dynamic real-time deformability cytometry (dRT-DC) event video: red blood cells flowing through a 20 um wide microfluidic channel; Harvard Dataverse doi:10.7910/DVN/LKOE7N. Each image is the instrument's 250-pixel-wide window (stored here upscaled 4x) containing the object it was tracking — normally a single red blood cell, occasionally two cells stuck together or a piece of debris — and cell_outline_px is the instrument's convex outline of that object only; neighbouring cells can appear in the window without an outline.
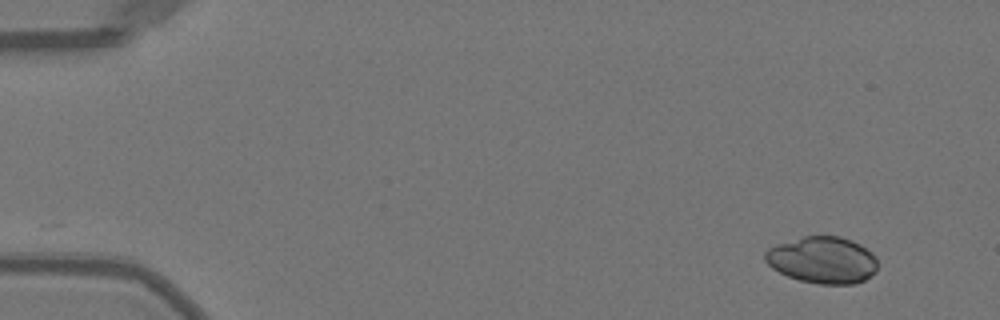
{"species": "Egyptian fruit bat (a non-hibernating species)", "species_latin": "Rousettus aegyptiacus", "temperature_condition": "warm", "stored_images_in_passage": 13, "camera_frame_rate_fps": 3000, "um_per_image_px": 0.085, "animal": {"sex": "female"}, "frame": {"image": 1, "passage_image": 1, "time_ms": 0.0, "image_size_px": [1000, 320], "cell_outline_px": [[876, 272], [864, 280], [856, 284], [820, 284], [800, 280], [788, 276], [772, 268], [764, 260], [764, 252], [768, 248], [776, 244], [804, 236], [840, 236], [852, 240], [860, 244], [872, 252], [876, 256]], "centroid_in_image_um": [69.92, 22.09], "position_along_channel_um": 15.1, "area_um2": 30.81}}
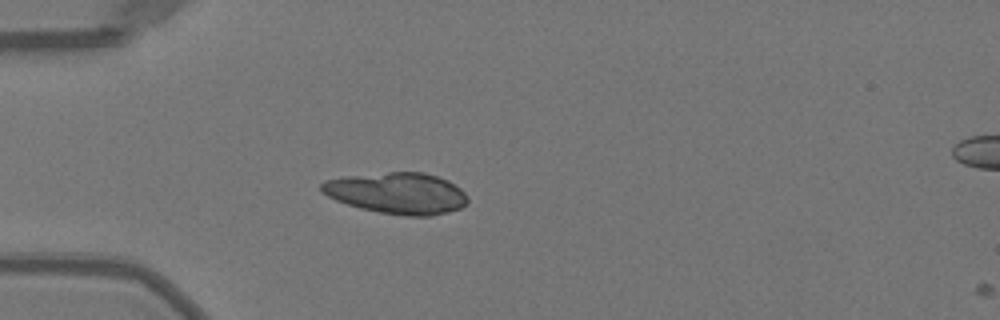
{"frame": {"image": 2, "passage_image": 12, "time_ms": 3.667, "image_size_px": [1000, 320], "cell_outline_px": [[468, 204], [460, 208], [432, 216], [404, 216], [380, 212], [360, 208], [336, 200], [320, 192], [320, 184], [324, 180], [344, 176], [388, 172], [424, 172], [448, 180], [460, 188], [468, 196]], "centroid_in_image_um": [33.75, 16.41], "position_along_channel_um": 51.2, "area_um2": 35.37}}